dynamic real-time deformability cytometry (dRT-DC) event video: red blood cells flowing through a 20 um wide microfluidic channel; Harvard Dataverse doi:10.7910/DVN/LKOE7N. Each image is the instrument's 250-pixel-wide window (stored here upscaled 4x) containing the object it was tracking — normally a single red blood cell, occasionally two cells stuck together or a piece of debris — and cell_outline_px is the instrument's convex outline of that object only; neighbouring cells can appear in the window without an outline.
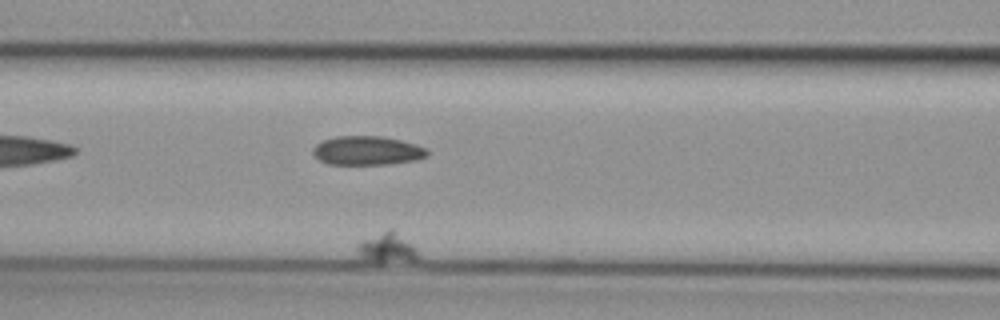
{"species": "common noctule bat (a hibernating species)", "species_latin": "Nyctalus noctula", "temperature_condition": "cold", "stored_images_in_passage": 7, "camera_frame_rate_fps": 3000, "um_per_image_px": 0.085, "animal": {"sex": "female", "body_mass_g": 29.2, "forearm_length_mm": 56.3}, "frame": {"image": 1, "passage_image": 4, "time_ms": 1.0, "image_size_px": [1000, 320], "cell_outline_px": [[420, 256], [416, 260], [380, 264], [376, 264], [364, 260], [360, 256], [356, 248], [360, 240], [388, 228], [392, 228], [412, 244]], "centroid_in_image_um": [32.87, 21.09], "position_along_channel_um": 133.7, "area_um2": 11.16}}